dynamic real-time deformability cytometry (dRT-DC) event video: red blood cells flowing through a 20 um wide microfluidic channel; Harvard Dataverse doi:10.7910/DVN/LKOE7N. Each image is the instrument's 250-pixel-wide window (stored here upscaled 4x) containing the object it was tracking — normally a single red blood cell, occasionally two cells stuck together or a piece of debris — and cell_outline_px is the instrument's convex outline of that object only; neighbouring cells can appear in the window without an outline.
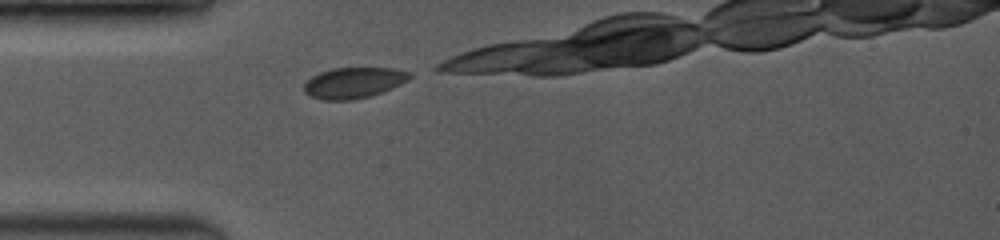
{"species": "common noctule bat (a hibernating species)", "species_latin": "Nyctalus noctula", "temperature_condition": "room temperature", "stored_images_in_passage": 5, "camera_frame_rate_fps": 3500, "um_per_image_px": 0.085, "animal": {"sex": "female", "body_mass_g": 19.0, "forearm_length_mm": 53.3}, "frame": {"image": 1, "passage_image": 1, "time_ms": 0.0, "image_size_px": [1000, 240], "cell_outline_px": [[412, 76], [408, 80], [392, 88], [368, 96], [352, 100], [320, 100], [304, 92], [304, 84], [312, 76], [320, 72], [332, 68], [392, 68], [408, 72]], "centroid_in_image_um": [30.03, 7.03], "position_along_channel_um": 55.0, "area_um2": 18.79}}